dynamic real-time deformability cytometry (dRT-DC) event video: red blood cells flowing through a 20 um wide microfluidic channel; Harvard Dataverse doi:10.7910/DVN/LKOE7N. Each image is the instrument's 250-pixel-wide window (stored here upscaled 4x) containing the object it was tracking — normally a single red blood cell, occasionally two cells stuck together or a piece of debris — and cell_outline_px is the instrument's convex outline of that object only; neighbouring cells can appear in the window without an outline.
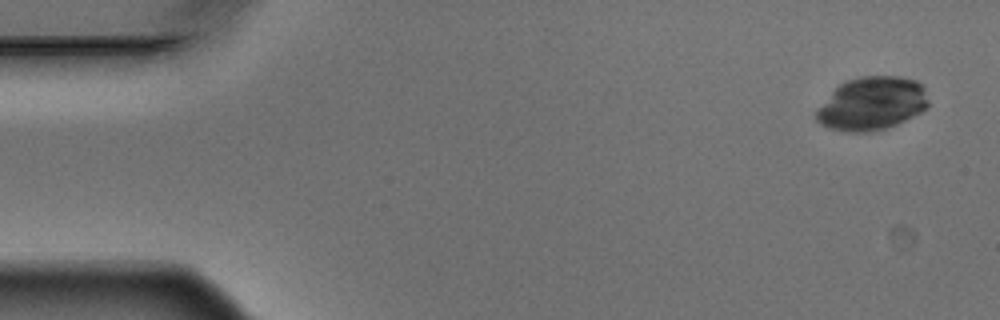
{"species": "Egyptian fruit bat (a non-hibernating species)", "species_latin": "Rousettus aegyptiacus", "temperature_condition": "warm", "stored_images_in_passage": 7, "camera_frame_rate_fps": 3000, "um_per_image_px": 0.085, "animal": {"sex": "male"}, "frame": {"image": 1, "passage_image": 1, "time_ms": 0.0, "image_size_px": [1000, 320], "cell_outline_px": [[928, 108], [896, 124], [884, 128], [868, 132], [848, 132], [828, 128], [820, 124], [816, 120], [816, 112], [832, 92], [840, 84], [848, 80], [860, 76], [900, 76], [916, 80], [924, 88], [928, 100]], "centroid_in_image_um": [74.12, 8.8], "position_along_channel_um": 10.9, "area_um2": 34.51}}
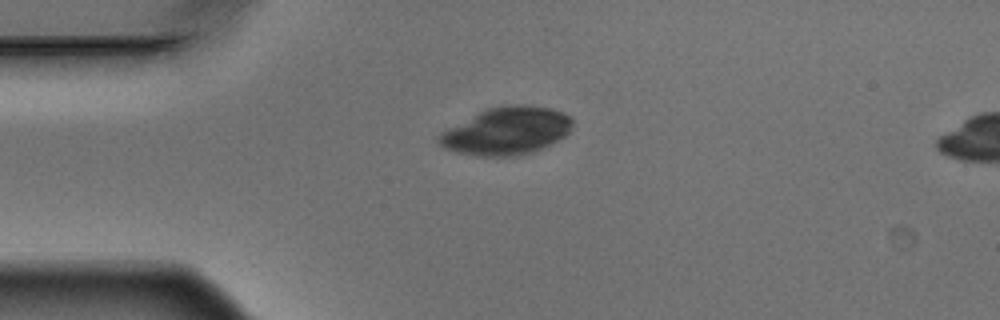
{"frame": {"image": 2, "passage_image": 4, "time_ms": 1.0, "image_size_px": [1000, 320], "cell_outline_px": [[572, 128], [564, 136], [532, 152], [516, 156], [476, 156], [456, 152], [444, 148], [436, 140], [436, 136], [440, 132], [488, 108], [512, 104], [524, 104], [548, 108], [572, 116]], "centroid_in_image_um": [43.03, 11.14], "position_along_channel_um": 42.0, "area_um2": 36.7}}